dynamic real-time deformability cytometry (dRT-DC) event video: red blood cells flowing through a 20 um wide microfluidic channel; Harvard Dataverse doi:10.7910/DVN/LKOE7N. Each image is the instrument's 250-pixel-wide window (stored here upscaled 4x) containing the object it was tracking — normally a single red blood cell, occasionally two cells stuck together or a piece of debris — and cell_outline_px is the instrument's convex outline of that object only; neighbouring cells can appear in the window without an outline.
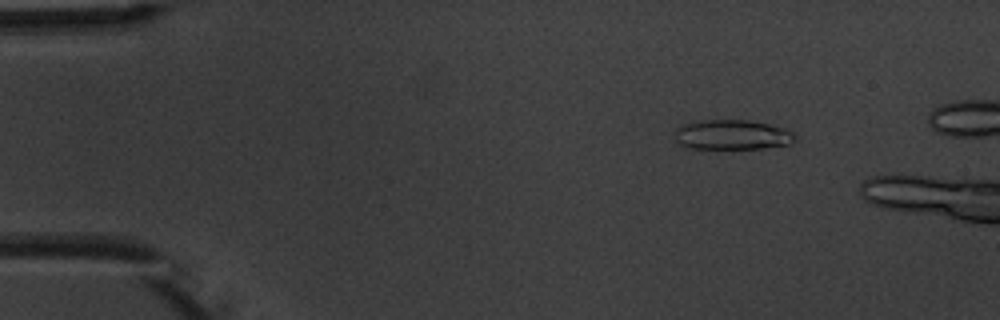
{"species": "common noctule bat (a hibernating species)", "species_latin": "Nyctalus noctula", "temperature_condition": "warm", "stored_images_in_passage": 6, "camera_frame_rate_fps": 3000, "um_per_image_px": 0.085, "animal": {"sex": "male", "body_mass_g": 20.1, "forearm_length_mm": 53.5}, "frame": {"image": 1, "passage_image": 3, "time_ms": 2.333, "image_size_px": [1000, 320], "cell_outline_px": [[796, 140], [792, 144], [764, 148], [684, 148], [676, 140], [676, 128], [680, 124], [700, 120], [748, 120], [768, 124], [784, 128], [796, 132]], "centroid_in_image_um": [62.26, 11.45], "position_along_channel_um": 22.7, "area_um2": 21.15}}